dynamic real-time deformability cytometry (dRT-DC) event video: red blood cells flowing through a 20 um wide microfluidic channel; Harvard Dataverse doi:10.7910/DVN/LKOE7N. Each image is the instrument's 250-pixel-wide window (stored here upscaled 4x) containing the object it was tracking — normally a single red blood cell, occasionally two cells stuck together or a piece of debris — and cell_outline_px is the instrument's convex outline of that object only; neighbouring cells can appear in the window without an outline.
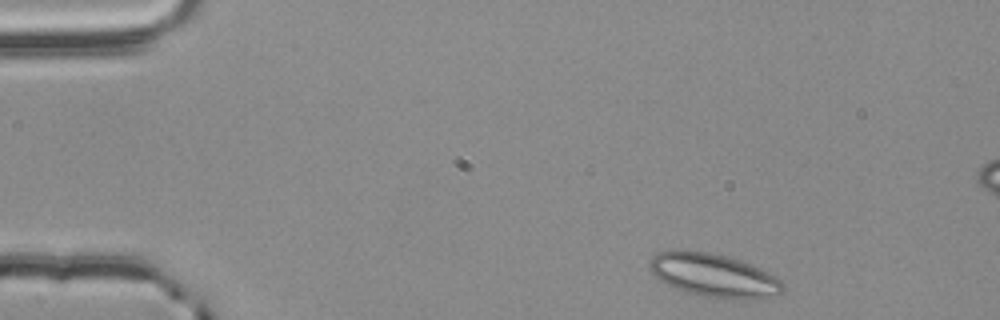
{"species": "common noctule bat (a hibernating species)", "species_latin": "Nyctalus noctula", "temperature_condition": "room temperature", "stored_images_in_passage": 51, "segment_of_instrument_passage": [1, 2], "camera_frame_rate_fps": 3000, "um_per_image_px": 0.085, "animal": {"sex": "male", "body_mass_g": 20.4}, "frame": {"image": 1, "passage_image": 2, "time_ms": 0.333, "image_size_px": [1000, 320], "cell_outline_px": [[784, 292], [776, 296], [724, 300], [704, 296], [688, 292], [676, 288], [660, 280], [648, 268], [648, 264], [652, 256], [660, 252], [676, 248], [680, 248], [708, 252], [724, 256], [760, 268], [768, 272], [780, 280], [784, 284]], "centroid_in_image_um": [60.64, 23.39], "position_along_channel_um": 24.4, "area_um2": 33.7}}
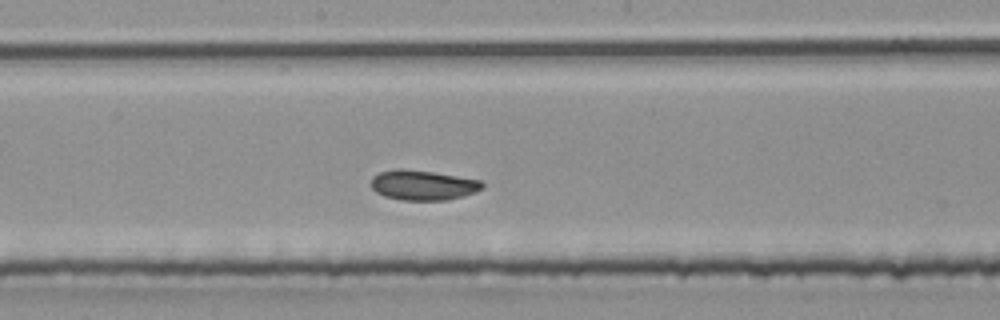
{"frame": {"image": 2, "passage_image": 24, "time_ms": 7.667, "image_size_px": [1000, 320], "cell_outline_px": [[484, 188], [476, 192], [464, 196], [448, 200], [404, 200], [384, 196], [376, 192], [372, 188], [372, 176], [380, 172], [396, 168], [432, 172], [480, 180], [484, 184]], "centroid_in_image_um": [35.96, 15.74], "position_along_channel_um": 212.2, "area_um2": 19.36}}
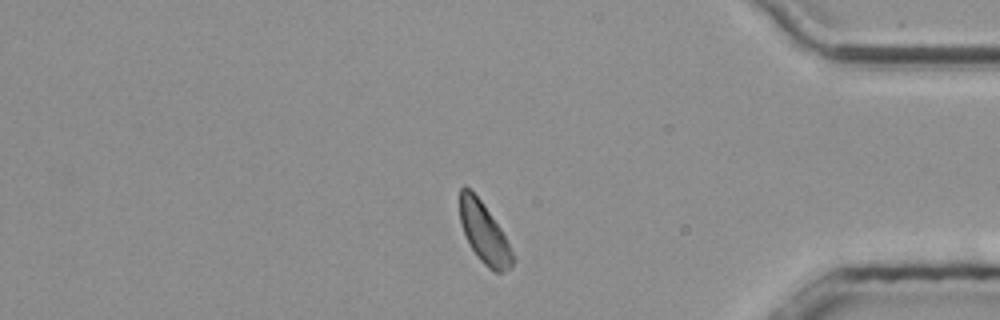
{"frame": {"image": 3, "passage_image": 41, "time_ms": 13.333, "image_size_px": [1000, 320], "cell_outline_px": [[516, 260], [512, 268], [504, 272], [496, 272], [488, 268], [476, 256], [468, 244], [460, 224], [460, 188], [464, 184], [480, 200], [500, 228]], "centroid_in_image_um": [41.14, 19.85], "position_along_channel_um": 394.1, "area_um2": 18.55}}